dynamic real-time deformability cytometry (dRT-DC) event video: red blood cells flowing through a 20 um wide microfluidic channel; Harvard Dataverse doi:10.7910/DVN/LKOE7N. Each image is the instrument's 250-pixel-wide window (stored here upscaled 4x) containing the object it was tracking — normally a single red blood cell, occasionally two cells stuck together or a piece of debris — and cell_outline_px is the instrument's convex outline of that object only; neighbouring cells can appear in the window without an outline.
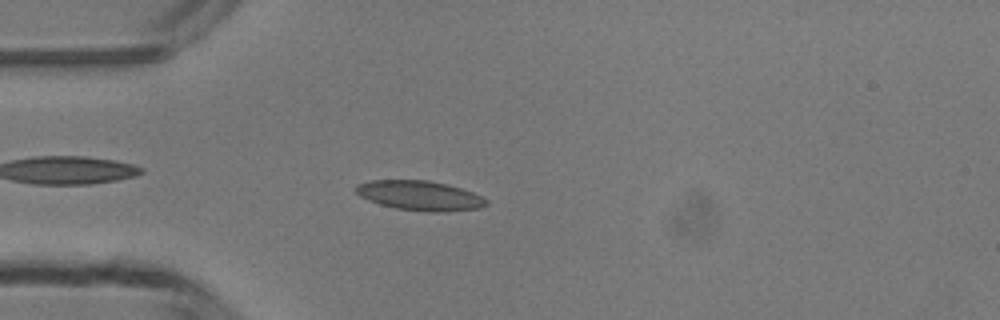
{"species": "common noctule bat (a hibernating species)", "species_latin": "Nyctalus noctula", "temperature_condition": "room temperature", "stored_images_in_passage": 49, "camera_frame_rate_fps": 3000, "um_per_image_px": 0.085, "animal": {"sex": "male", "body_mass_g": 13.3}, "frame": {"image": 1, "passage_image": 12, "time_ms": 3.667, "image_size_px": [1000, 320], "cell_outline_px": [[488, 204], [480, 208], [444, 212], [424, 212], [396, 208], [380, 204], [368, 200], [360, 196], [356, 192], [356, 184], [372, 180], [428, 180], [460, 188], [472, 192], [488, 200]], "centroid_in_image_um": [35.68, 16.63], "position_along_channel_um": 49.3, "area_um2": 22.48}}
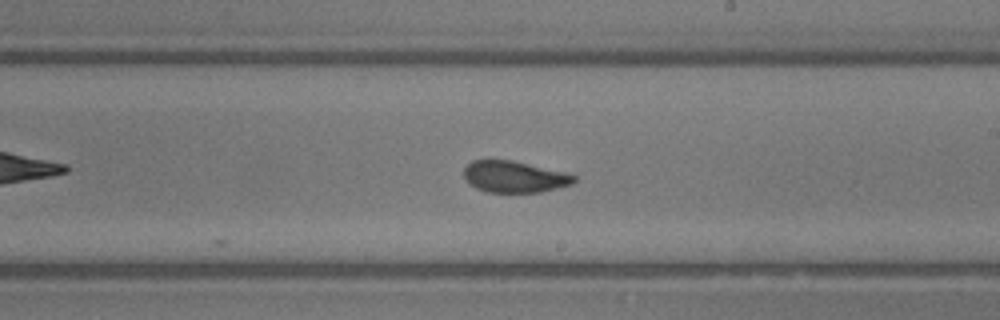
{"frame": {"image": 2, "passage_image": 27, "time_ms": 8.667, "image_size_px": [1000, 320], "cell_outline_px": [[576, 180], [572, 184], [540, 192], [488, 192], [476, 188], [464, 180], [464, 168], [472, 160], [512, 160], [564, 172], [576, 176]], "centroid_in_image_um": [43.69, 15.02], "position_along_channel_um": 245.3, "area_um2": 20.11}}
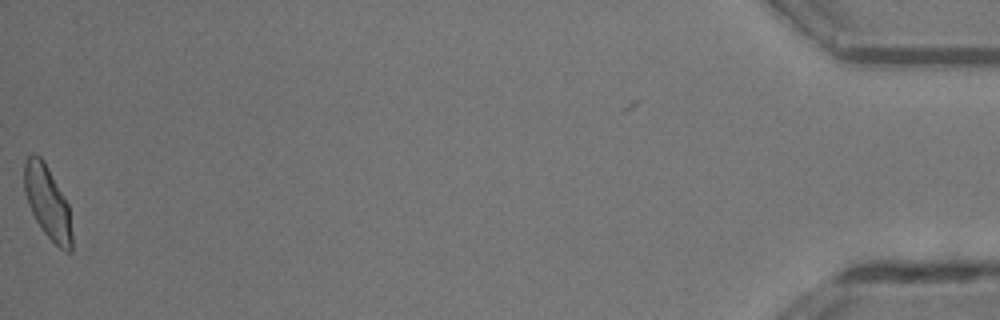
{"frame": {"image": 3, "passage_image": 48, "time_ms": 15.667, "image_size_px": [1000, 320], "cell_outline_px": [[72, 252], [64, 252], [44, 232], [36, 220], [28, 204], [24, 192], [24, 164], [28, 156], [32, 152], [40, 156], [44, 160], [68, 204], [72, 232]], "centroid_in_image_um": [4.04, 17.19], "position_along_channel_um": 431.2, "area_um2": 20.17}, "authors_computed_cell_mechanics": {"area_um2": 20.7502, "velocity_mm_per_s": 4.1391, "shape_relaxation_time_tau1_ms": 4.5485, "shape_relaxation_time_tau2_ms": 1.1594, "deformation_change_tau1": 0.1329, "deformation_change_tau2": 0.0635}}